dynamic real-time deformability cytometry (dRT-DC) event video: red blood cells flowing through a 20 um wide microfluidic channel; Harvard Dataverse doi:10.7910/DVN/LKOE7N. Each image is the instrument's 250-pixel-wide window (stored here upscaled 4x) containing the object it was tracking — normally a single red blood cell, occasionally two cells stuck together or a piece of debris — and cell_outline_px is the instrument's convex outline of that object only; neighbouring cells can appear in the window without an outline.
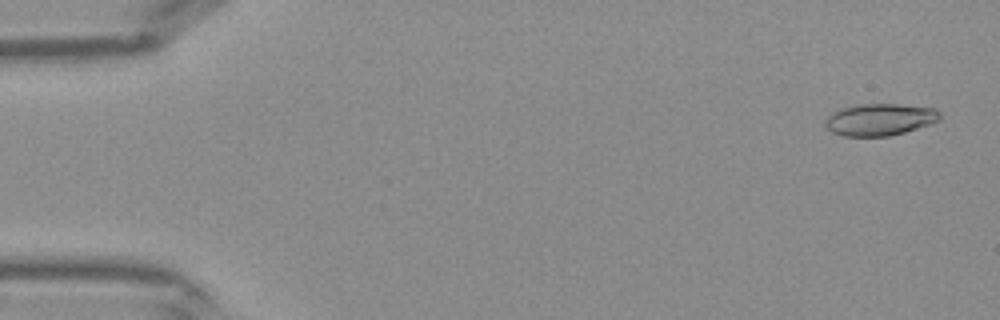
{"species": "Egyptian fruit bat (a non-hibernating species)", "species_latin": "Rousettus aegyptiacus", "temperature_condition": "warm", "stored_images_in_passage": 42, "camera_frame_rate_fps": 3000, "um_per_image_px": 0.085, "frame": {"image": 1, "passage_image": 2, "time_ms": 0.333, "image_size_px": [1000, 320], "cell_outline_px": [[940, 120], [904, 132], [888, 136], [844, 136], [832, 132], [824, 124], [824, 120], [832, 112], [840, 108], [856, 104], [900, 104], [936, 108], [940, 112]], "centroid_in_image_um": [74.76, 10.14], "position_along_channel_um": 10.2, "area_um2": 21.39}}
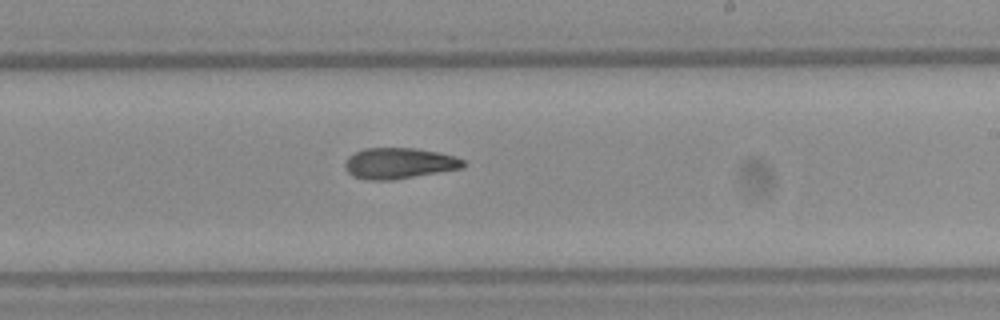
{"frame": {"image": 2, "passage_image": 25, "time_ms": 8.0, "image_size_px": [1000, 320], "cell_outline_px": [[468, 164], [464, 168], [392, 180], [368, 180], [352, 176], [344, 168], [344, 164], [348, 156], [364, 148], [416, 148], [456, 156], [464, 160]], "centroid_in_image_um": [33.94, 13.88], "position_along_channel_um": 255.1, "area_um2": 21.5}}
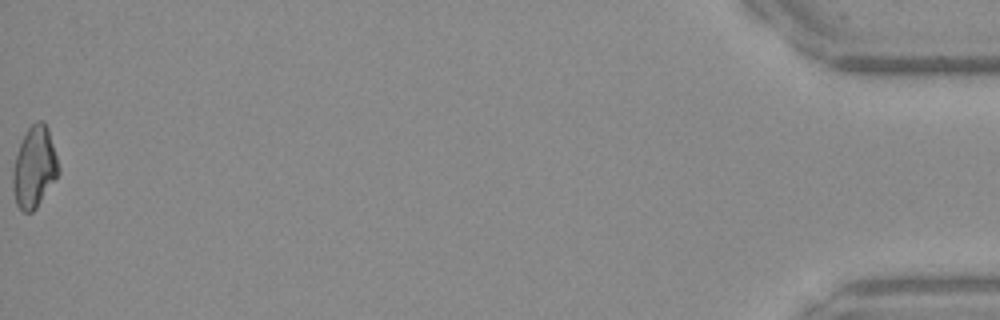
{"frame": {"image": 3, "passage_image": 42, "time_ms": 13.667, "image_size_px": [1000, 320], "cell_outline_px": [[60, 172], [36, 208], [32, 212], [24, 212], [16, 204], [12, 188], [12, 172], [16, 156], [20, 144], [28, 128], [36, 120], [44, 120], [48, 128], [60, 168]], "centroid_in_image_um": [2.92, 14.21], "position_along_channel_um": 432.3, "area_um2": 21.5}}